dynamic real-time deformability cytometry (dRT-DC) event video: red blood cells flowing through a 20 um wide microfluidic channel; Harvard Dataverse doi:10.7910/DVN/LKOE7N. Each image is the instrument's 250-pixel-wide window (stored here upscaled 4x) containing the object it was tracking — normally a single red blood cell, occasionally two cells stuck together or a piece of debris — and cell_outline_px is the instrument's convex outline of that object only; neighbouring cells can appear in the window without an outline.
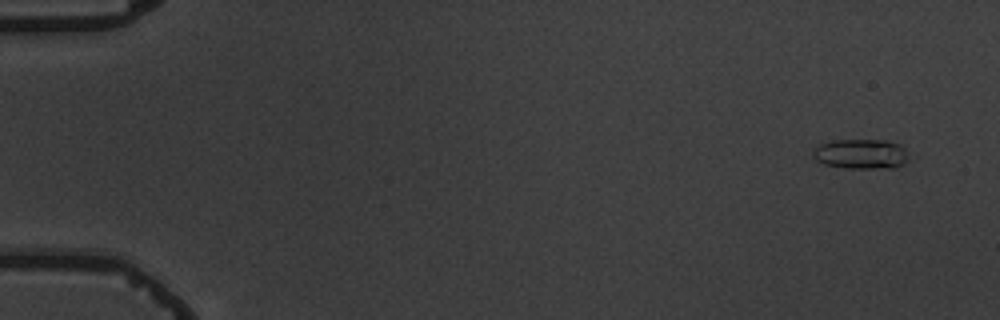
{"species": "common noctule bat (a hibernating species)", "species_latin": "Nyctalus noctula", "temperature_condition": "warm", "stored_images_in_passage": 5, "camera_frame_rate_fps": 3000, "um_per_image_px": 0.085, "animal": {"sex": "male", "body_mass_g": 19.5, "forearm_length_mm": 54.6}, "frame": {"image": 1, "passage_image": 1, "time_ms": 0.0, "image_size_px": [1000, 320], "cell_outline_px": [[916, 156], [904, 164], [896, 168], [844, 168], [824, 164], [816, 160], [812, 156], [812, 148], [820, 144], [832, 140], [884, 140], [900, 144]], "centroid_in_image_um": [73.28, 13.09], "position_along_channel_um": 11.7, "area_um2": 17.4}}